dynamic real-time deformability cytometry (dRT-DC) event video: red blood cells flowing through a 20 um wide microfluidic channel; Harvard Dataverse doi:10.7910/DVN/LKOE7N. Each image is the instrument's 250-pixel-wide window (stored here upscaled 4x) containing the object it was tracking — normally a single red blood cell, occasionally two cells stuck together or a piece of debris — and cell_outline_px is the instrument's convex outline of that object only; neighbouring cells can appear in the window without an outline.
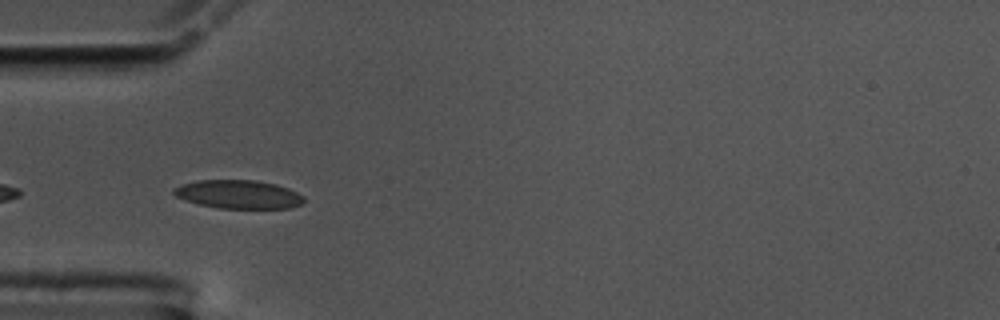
{"species": "common noctule bat (a hibernating species)", "species_latin": "Nyctalus noctula", "temperature_condition": "cold", "stored_images_in_passage": 9, "camera_frame_rate_fps": 3000, "um_per_image_px": 0.085, "animal": {"sex": "male", "body_mass_g": 17.5, "forearm_length_mm": 52.3}, "frame": {"image": 1, "passage_image": 2, "time_ms": 0.333, "image_size_px": [1000, 320], "cell_outline_px": [[304, 200], [300, 204], [288, 208], [220, 208], [200, 204], [176, 196], [172, 192], [172, 188], [196, 180], [256, 180], [276, 184], [288, 188], [304, 196]], "centroid_in_image_um": [20.28, 16.51], "position_along_channel_um": 64.7, "area_um2": 21.39}}